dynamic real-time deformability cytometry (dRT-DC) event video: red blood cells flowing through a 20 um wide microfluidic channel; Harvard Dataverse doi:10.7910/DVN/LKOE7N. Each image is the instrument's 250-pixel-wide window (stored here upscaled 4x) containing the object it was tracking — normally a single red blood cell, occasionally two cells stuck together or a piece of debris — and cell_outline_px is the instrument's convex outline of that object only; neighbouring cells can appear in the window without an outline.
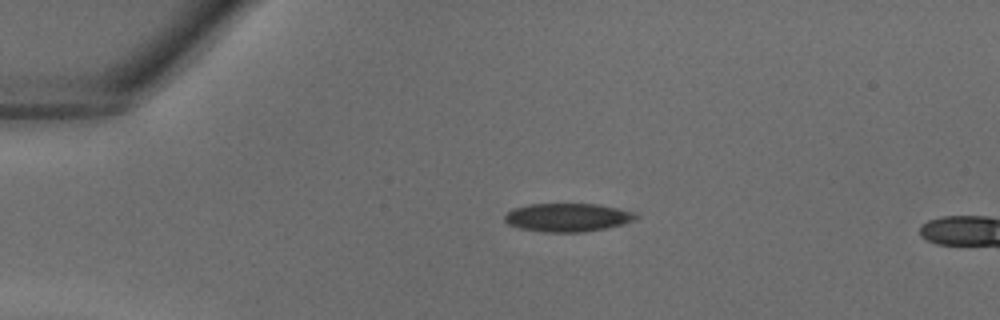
{"species": "common noctule bat (a hibernating species)", "species_latin": "Nyctalus noctula", "temperature_condition": "warm", "stored_images_in_passage": 2, "camera_frame_rate_fps": 3000, "um_per_image_px": 0.085, "animal": {"sex": "male", "body_mass_g": 18.8}, "frame": {"image": 1, "passage_image": 1, "time_ms": 0.0, "image_size_px": [1000, 320], "cell_outline_px": [[636, 220], [624, 224], [608, 228], [584, 232], [544, 232], [520, 228], [508, 224], [504, 220], [504, 216], [512, 208], [528, 204], [596, 204], [616, 208], [632, 212], [636, 216]], "centroid_in_image_um": [48.22, 18.49], "position_along_channel_um": 36.8, "area_um2": 21.68}}